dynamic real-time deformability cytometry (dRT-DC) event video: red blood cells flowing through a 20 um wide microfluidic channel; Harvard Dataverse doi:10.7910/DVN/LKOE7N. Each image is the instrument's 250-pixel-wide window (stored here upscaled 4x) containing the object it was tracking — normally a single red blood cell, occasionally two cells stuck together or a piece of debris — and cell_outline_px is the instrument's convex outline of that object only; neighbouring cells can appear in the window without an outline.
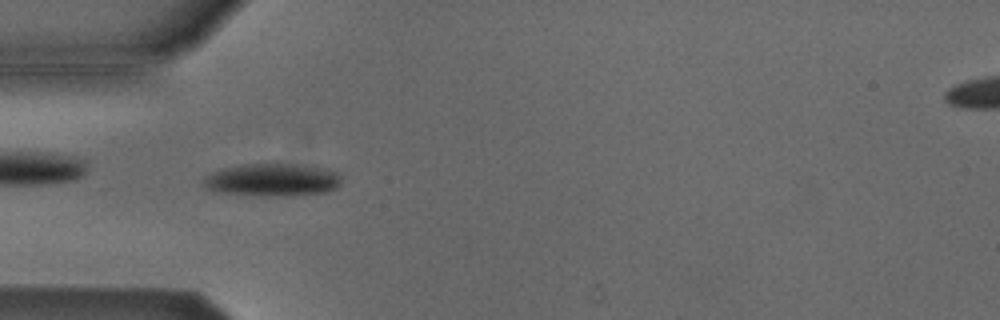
{"species": "Egyptian fruit bat (a non-hibernating species)", "species_latin": "Rousettus aegyptiacus", "temperature_condition": "cold", "stored_images_in_passage": 53, "camera_frame_rate_fps": 3000, "um_per_image_px": 0.085, "animal": {"sex": "male"}, "frame": {"image": 1, "passage_image": 16, "time_ms": 5.0, "image_size_px": [1000, 320], "cell_outline_px": [[340, 184], [336, 188], [328, 192], [292, 196], [260, 196], [216, 192], [208, 188], [204, 184], [204, 176], [224, 168], [244, 164], [292, 164], [324, 168], [336, 172], [340, 180]], "centroid_in_image_um": [23.16, 15.31], "position_along_channel_um": 61.8, "area_um2": 26.24}}
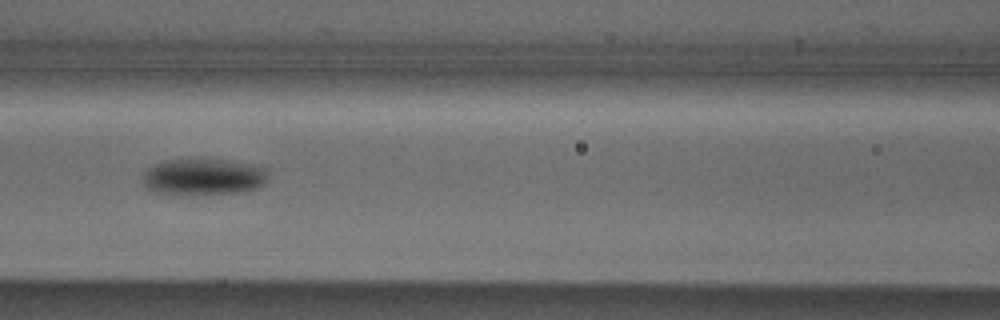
{"frame": {"image": 2, "passage_image": 23, "time_ms": 7.333, "image_size_px": [1000, 320], "cell_outline_px": [[264, 184], [260, 188], [240, 192], [152, 192], [144, 184], [144, 172], [152, 164], [164, 160], [188, 156], [200, 156], [228, 160], [252, 164], [264, 168]], "centroid_in_image_um": [17.25, 14.93], "position_along_channel_um": 149.4, "area_um2": 26.65}}
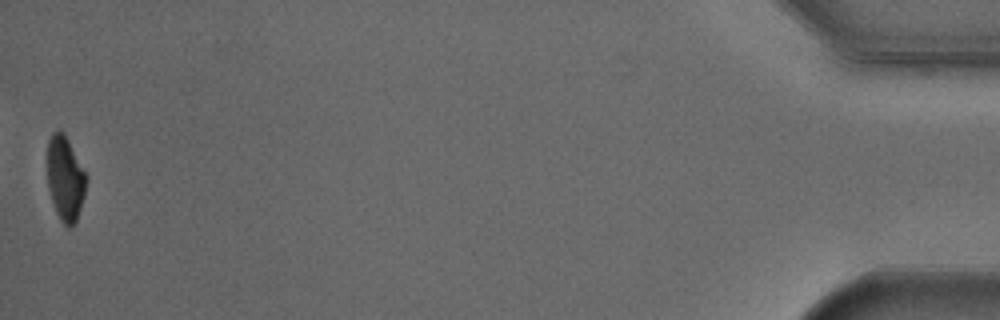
{"frame": {"image": 3, "passage_image": 53, "time_ms": 17.333, "image_size_px": [1000, 320], "cell_outline_px": [[88, 176], [84, 196], [76, 220], [68, 228], [60, 220], [56, 212], [52, 200], [48, 184], [48, 140], [52, 132], [60, 128], [64, 132]], "centroid_in_image_um": [5.56, 15.12], "position_along_channel_um": 429.6, "area_um2": 19.13}, "authors_computed_cell_mechanics": {"area_um2": 22.542, "velocity_mm_per_s": 3.8119, "shape_relaxation_time_tau1_ms": 2.9922, "shape_relaxation_time_tau2_ms": null, "deformation_change_tau1": 0.0975, "deformation_change_tau2": null}}